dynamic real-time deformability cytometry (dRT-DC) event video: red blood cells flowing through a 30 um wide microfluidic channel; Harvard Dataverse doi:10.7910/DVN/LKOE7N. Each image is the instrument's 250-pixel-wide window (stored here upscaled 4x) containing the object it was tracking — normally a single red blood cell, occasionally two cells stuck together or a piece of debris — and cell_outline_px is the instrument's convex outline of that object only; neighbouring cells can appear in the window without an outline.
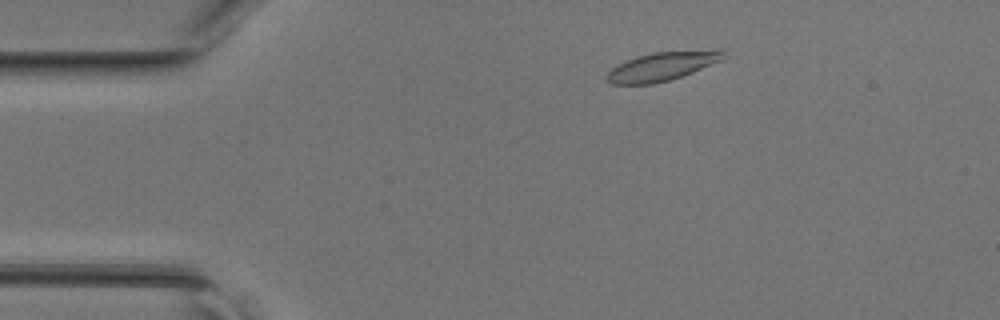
{"species": "common noctule bat (a hibernating species)", "species_latin": "Nyctalus noctula", "temperature_condition": "room temperature", "stored_images_in_passage": 44, "camera_frame_rate_fps": 3000, "um_per_image_px": 0.085, "animal": {"sex": "female", "body_mass_g": 17.0, "forearm_length_mm": 48.0}, "frame": {"image": 1, "passage_image": 6, "time_ms": 1.667, "image_size_px": [1000, 320], "cell_outline_px": [[724, 52], [720, 60], [692, 72], [668, 80], [652, 84], [612, 84], [604, 80], [604, 76], [612, 68], [636, 56], [652, 52], [716, 48], [724, 48]], "centroid_in_image_um": [56.27, 5.61], "position_along_channel_um": 28.7, "area_um2": 19.59}}
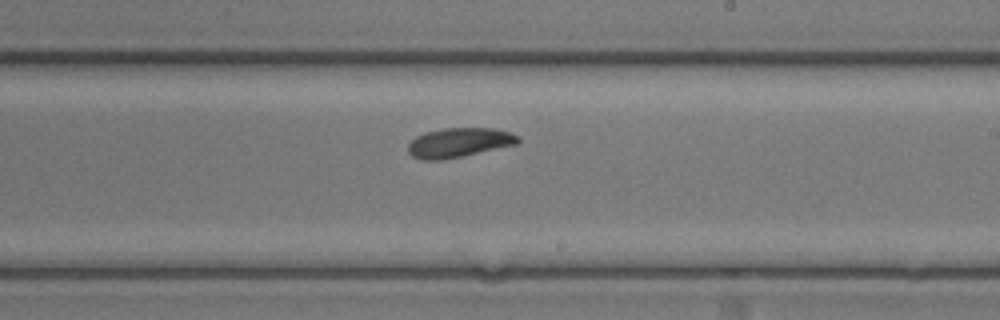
{"frame": {"image": 2, "passage_image": 25, "time_ms": 8.0, "image_size_px": [1000, 320], "cell_outline_px": [[520, 140], [516, 144], [460, 156], [440, 160], [424, 160], [412, 156], [408, 152], [408, 144], [416, 136], [424, 132], [444, 128], [492, 128], [512, 132], [520, 136]], "centroid_in_image_um": [39.01, 12.1], "position_along_channel_um": 250.0, "area_um2": 18.73}}
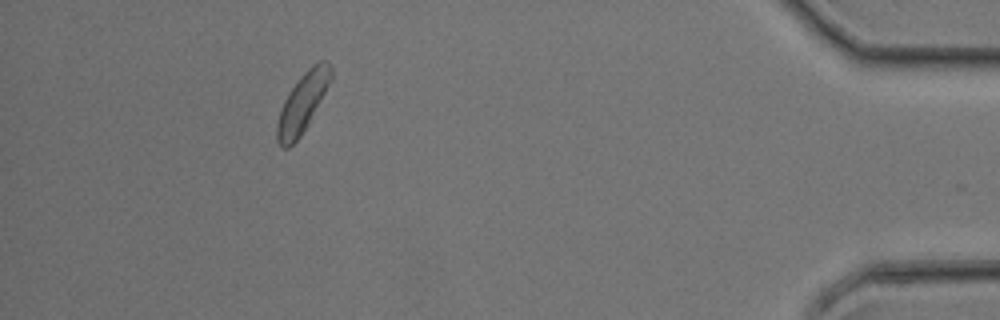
{"frame": {"image": 3, "passage_image": 40, "time_ms": 13.0, "image_size_px": [1000, 320], "cell_outline_px": [[332, 76], [308, 124], [300, 136], [288, 148], [280, 148], [276, 140], [276, 124], [284, 100], [292, 88], [304, 72], [312, 64], [320, 60], [328, 60], [332, 68]], "centroid_in_image_um": [25.69, 8.75], "position_along_channel_um": 409.5, "area_um2": 18.21}}